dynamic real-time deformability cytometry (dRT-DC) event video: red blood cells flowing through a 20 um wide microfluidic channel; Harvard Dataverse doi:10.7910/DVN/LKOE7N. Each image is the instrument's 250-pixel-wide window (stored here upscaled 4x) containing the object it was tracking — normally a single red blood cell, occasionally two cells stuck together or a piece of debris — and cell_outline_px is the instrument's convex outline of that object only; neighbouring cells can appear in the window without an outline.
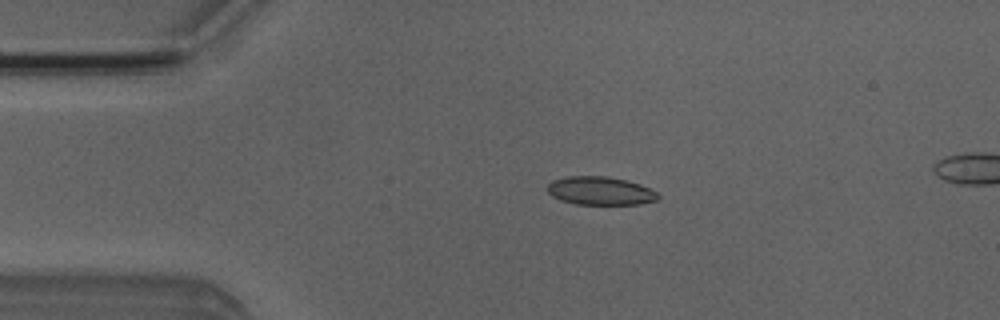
{"species": "Egyptian fruit bat (a non-hibernating species)", "species_latin": "Rousettus aegyptiacus", "temperature_condition": "room temperature", "stored_images_in_passage": 3, "camera_frame_rate_fps": 3000, "um_per_image_px": 0.085, "animal": {"sex": "male"}, "frame": {"image": 1, "passage_image": 2, "time_ms": 1.333, "image_size_px": [1000, 320], "cell_outline_px": [[660, 196], [656, 200], [640, 204], [576, 204], [560, 200], [552, 196], [548, 192], [548, 184], [552, 180], [568, 176], [608, 176], [628, 180], [640, 184], [656, 192]], "centroid_in_image_um": [51.01, 16.21], "position_along_channel_um": 34.0, "area_um2": 18.26}}